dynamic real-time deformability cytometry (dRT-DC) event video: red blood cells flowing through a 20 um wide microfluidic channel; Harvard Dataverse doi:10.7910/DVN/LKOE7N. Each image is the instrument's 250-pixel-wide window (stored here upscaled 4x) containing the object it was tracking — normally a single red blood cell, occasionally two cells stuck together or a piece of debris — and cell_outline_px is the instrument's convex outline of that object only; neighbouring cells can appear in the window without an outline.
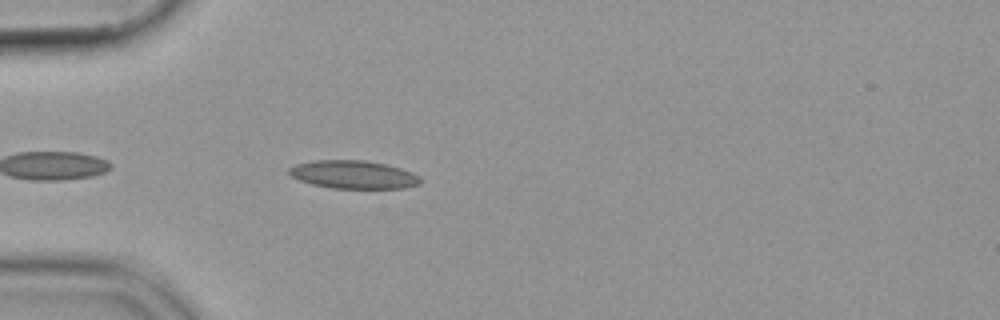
{"species": "common noctule bat (a hibernating species)", "species_latin": "Nyctalus noctula", "temperature_condition": "cold", "stored_images_in_passage": 42, "camera_frame_rate_fps": 3000, "um_per_image_px": 0.085, "animal": {"sex": "female", "body_mass_g": 19.9}, "frame": {"image": 1, "passage_image": 4, "time_ms": 1.0, "image_size_px": [1000, 320], "cell_outline_px": [[420, 184], [404, 188], [328, 188], [312, 184], [300, 180], [292, 176], [288, 172], [288, 168], [296, 164], [316, 160], [364, 160], [384, 164], [400, 168], [412, 172], [420, 176]], "centroid_in_image_um": [30.04, 14.84], "position_along_channel_um": 55.0, "area_um2": 21.44}}
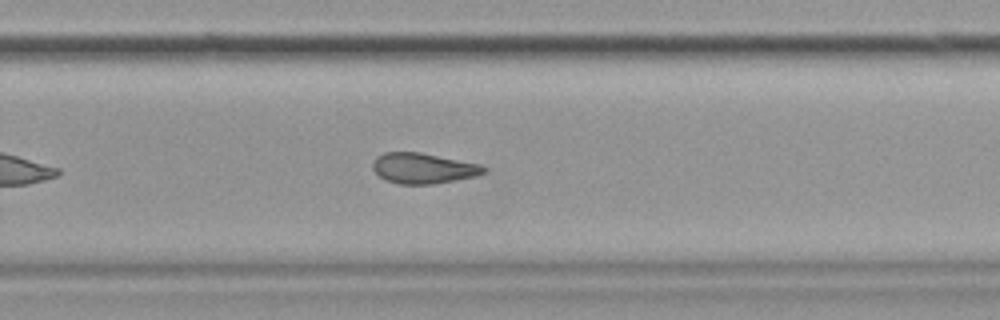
{"frame": {"image": 2, "passage_image": 24, "time_ms": 7.667, "image_size_px": [1000, 320], "cell_outline_px": [[484, 172], [476, 176], [432, 184], [400, 184], [388, 180], [380, 176], [372, 168], [372, 164], [376, 156], [384, 152], [420, 152], [480, 164], [484, 168]], "centroid_in_image_um": [35.94, 14.29], "position_along_channel_um": 293.9, "area_um2": 19.48}}
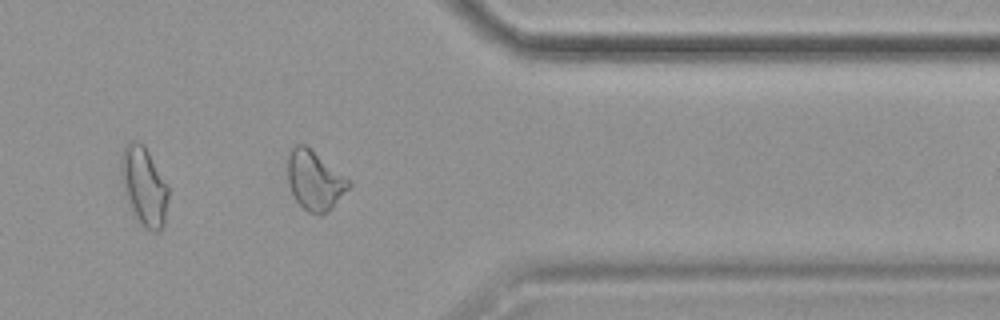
{"frame": {"image": 3, "passage_image": 32, "time_ms": 10.333, "image_size_px": [1000, 320], "cell_outline_px": [[352, 184], [328, 212], [320, 216], [316, 216], [308, 212], [296, 200], [288, 184], [288, 152], [296, 144], [304, 144], [352, 180]], "centroid_in_image_um": [26.76, 15.35], "position_along_channel_um": 384.6, "area_um2": 21.21}}